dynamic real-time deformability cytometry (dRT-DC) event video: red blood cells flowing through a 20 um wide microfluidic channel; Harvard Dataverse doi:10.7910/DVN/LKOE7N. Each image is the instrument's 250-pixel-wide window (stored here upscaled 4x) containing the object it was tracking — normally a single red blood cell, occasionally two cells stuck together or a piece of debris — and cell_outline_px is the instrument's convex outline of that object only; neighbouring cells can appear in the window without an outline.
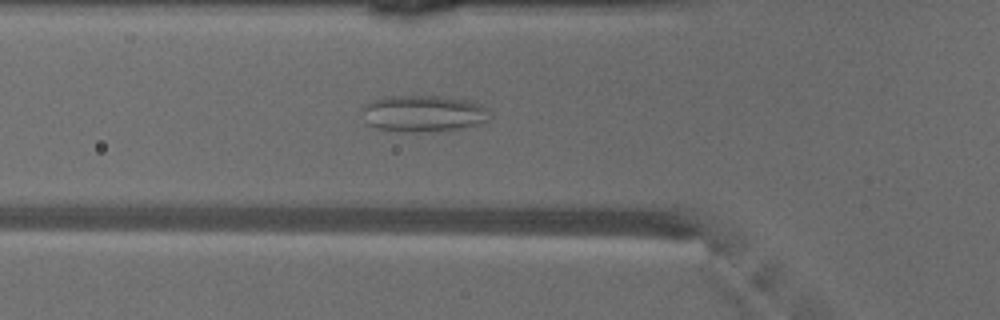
{"species": "common noctule bat (a hibernating species)", "species_latin": "Nyctalus noctula", "temperature_condition": "warm", "stored_images_in_passage": 47, "camera_frame_rate_fps": 3000, "um_per_image_px": 0.085, "animal": {"sex": "male", "body_mass_g": 18.8}, "frame": {"image": 1, "passage_image": 15, "time_ms": 4.667, "image_size_px": [1000, 320], "cell_outline_px": [[488, 120], [464, 128], [416, 132], [400, 132], [376, 128], [368, 124], [364, 120], [360, 112], [360, 108], [372, 100], [388, 96], [440, 96], [464, 100], [480, 104], [488, 108]], "centroid_in_image_um": [35.91, 9.65], "position_along_channel_um": 89.9, "area_um2": 27.22}}
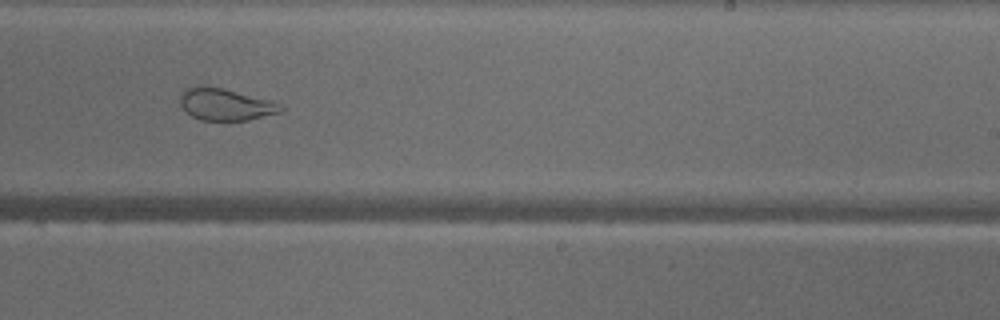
{"frame": {"image": 2, "passage_image": 28, "time_ms": 9.0, "image_size_px": [1000, 320], "cell_outline_px": [[284, 108], [280, 112], [248, 120], [200, 120], [192, 116], [180, 104], [180, 96], [184, 88], [196, 84], [224, 88], [272, 100]], "centroid_in_image_um": [19.13, 8.85], "position_along_channel_um": 269.9, "area_um2": 18.84}}
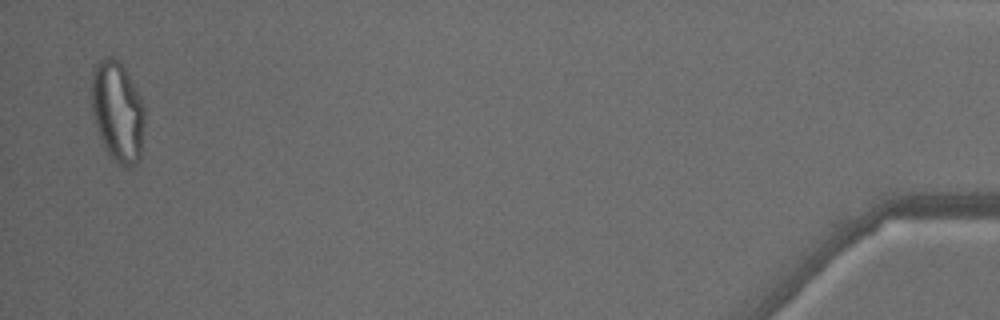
{"frame": {"image": 3, "passage_image": 46, "time_ms": 15.0, "image_size_px": [1000, 320], "cell_outline_px": [[144, 124], [140, 160], [132, 168], [128, 168], [112, 160], [108, 156], [104, 148], [96, 128], [88, 96], [92, 68], [104, 56], [112, 56], [120, 60], [132, 80], [144, 104]], "centroid_in_image_um": [9.95, 9.46], "position_along_channel_um": 425.3, "area_um2": 32.43}, "authors_computed_cell_mechanics": {"area_um2": 27.2238, "velocity_mm_per_s": 4.1365, "shape_relaxation_time_tau1_ms": null, "shape_relaxation_time_tau2_ms": 1.001, "deformation_change_tau1": null, "deformation_change_tau2": 0.0888}}